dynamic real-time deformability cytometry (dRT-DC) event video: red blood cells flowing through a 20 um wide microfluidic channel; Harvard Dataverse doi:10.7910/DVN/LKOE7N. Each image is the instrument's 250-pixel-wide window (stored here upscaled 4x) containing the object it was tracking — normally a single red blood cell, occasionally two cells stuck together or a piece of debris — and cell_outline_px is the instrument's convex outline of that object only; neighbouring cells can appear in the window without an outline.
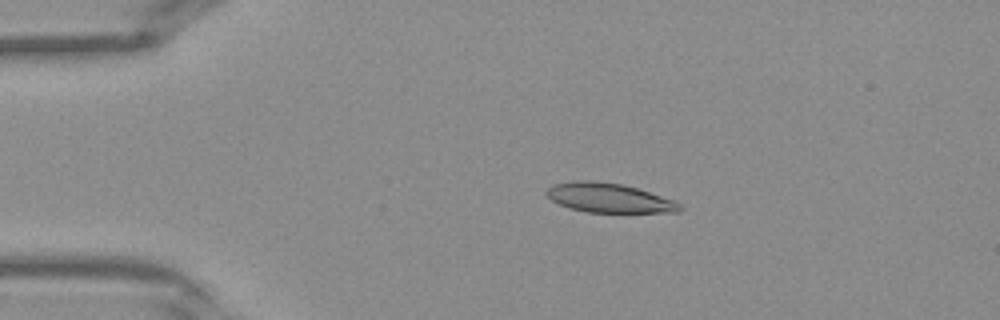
{"species": "Egyptian fruit bat (a non-hibernating species)", "species_latin": "Rousettus aegyptiacus", "temperature_condition": "warm", "stored_images_in_passage": 33, "camera_frame_rate_fps": 3000, "um_per_image_px": 0.085, "frame": {"image": 1, "passage_image": 1, "time_ms": 0.0, "image_size_px": [1000, 320], "cell_outline_px": [[684, 208], [680, 212], [588, 212], [572, 208], [560, 204], [552, 200], [544, 192], [548, 188], [556, 184], [572, 180], [596, 180], [624, 184], [672, 200], [680, 204]], "centroid_in_image_um": [51.75, 16.81], "position_along_channel_um": 33.2, "area_um2": 22.6}}
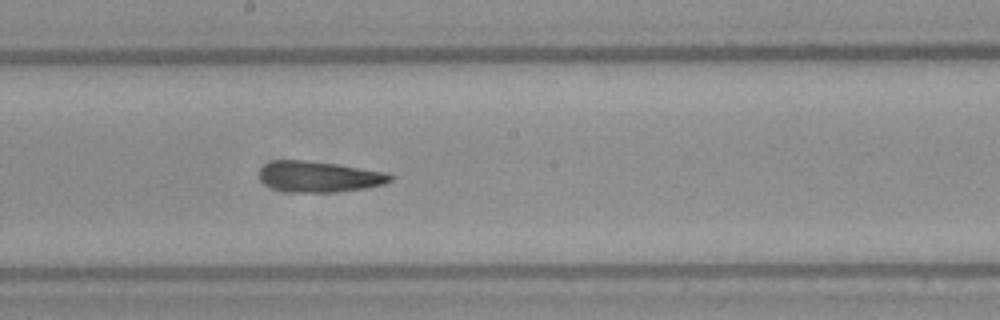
{"frame": {"image": 2, "passage_image": 15, "time_ms": 4.667, "image_size_px": [1000, 320], "cell_outline_px": [[392, 180], [384, 184], [364, 188], [336, 192], [292, 192], [272, 188], [264, 184], [260, 180], [260, 168], [264, 164], [276, 160], [304, 160], [336, 164], [388, 172], [392, 176]], "centroid_in_image_um": [27.12, 15.01], "position_along_channel_um": 221.1, "area_um2": 23.52}}
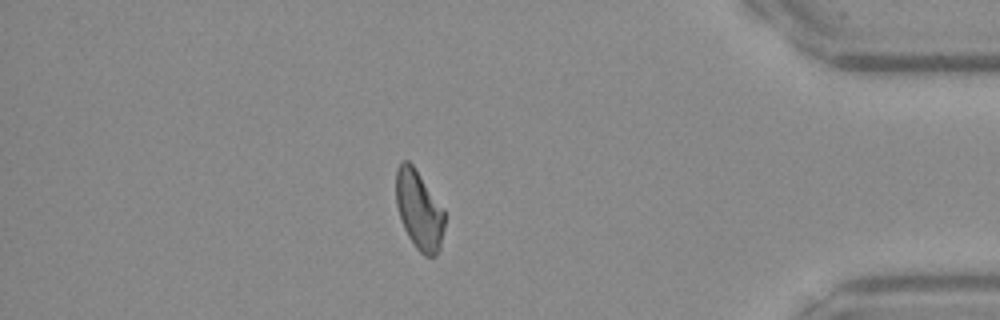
{"frame": {"image": 3, "passage_image": 28, "time_ms": 9.0, "image_size_px": [1000, 320], "cell_outline_px": [[444, 228], [440, 248], [436, 256], [432, 260], [424, 256], [416, 248], [408, 236], [404, 228], [396, 204], [396, 168], [404, 160], [408, 160], [412, 164], [444, 208]], "centroid_in_image_um": [35.63, 17.9], "position_along_channel_um": 399.6, "area_um2": 22.48}}